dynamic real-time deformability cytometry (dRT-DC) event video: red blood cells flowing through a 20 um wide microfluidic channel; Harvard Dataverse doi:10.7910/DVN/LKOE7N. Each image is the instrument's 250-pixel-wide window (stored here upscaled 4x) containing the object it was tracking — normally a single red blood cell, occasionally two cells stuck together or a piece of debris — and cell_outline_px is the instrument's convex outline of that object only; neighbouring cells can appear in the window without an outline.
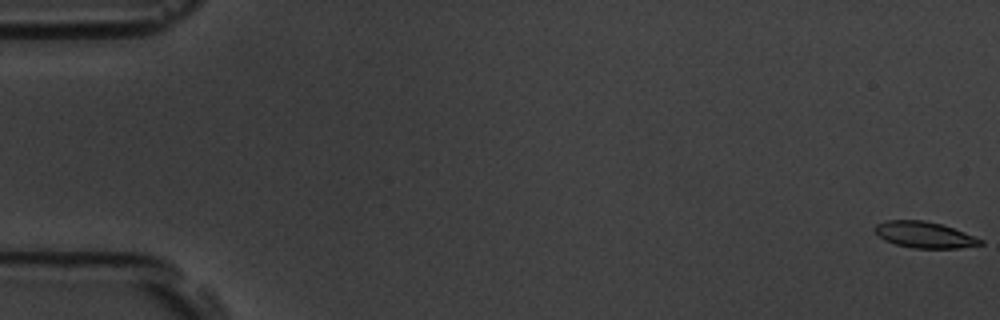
{"species": "common noctule bat (a hibernating species)", "species_latin": "Nyctalus noctula", "temperature_condition": "room temperature", "stored_images_in_passage": 55, "camera_frame_rate_fps": 3000, "um_per_image_px": 0.085, "animal": {"sex": "male", "body_mass_g": 19.5, "forearm_length_mm": 54.6}, "frame": {"image": 1, "passage_image": 1, "time_ms": 0.0, "image_size_px": [1000, 320], "cell_outline_px": [[984, 244], [960, 248], [912, 248], [896, 244], [884, 240], [872, 228], [876, 224], [888, 220], [924, 220], [940, 224], [964, 232], [984, 240]], "centroid_in_image_um": [78.58, 19.96], "position_along_channel_um": 6.4, "area_um2": 16.07}}
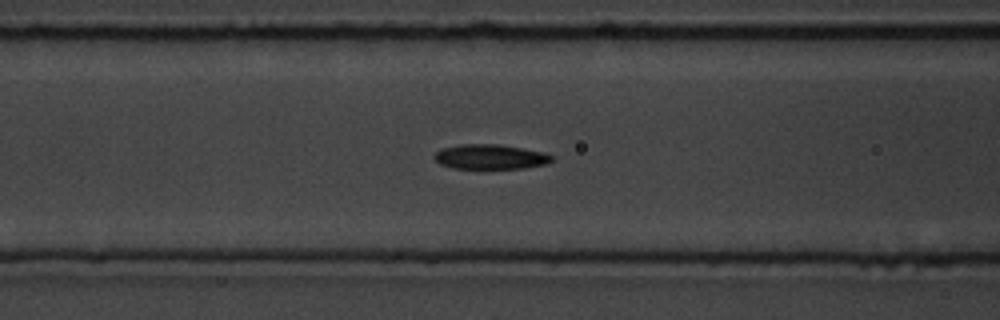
{"frame": {"image": 2, "passage_image": 23, "time_ms": 7.333, "image_size_px": [1000, 320], "cell_outline_px": [[552, 160], [548, 164], [524, 168], [452, 168], [440, 164], [432, 156], [436, 152], [444, 148], [460, 144], [496, 144], [544, 152], [552, 156]], "centroid_in_image_um": [41.67, 13.33], "position_along_channel_um": 124.9, "area_um2": 16.82}}
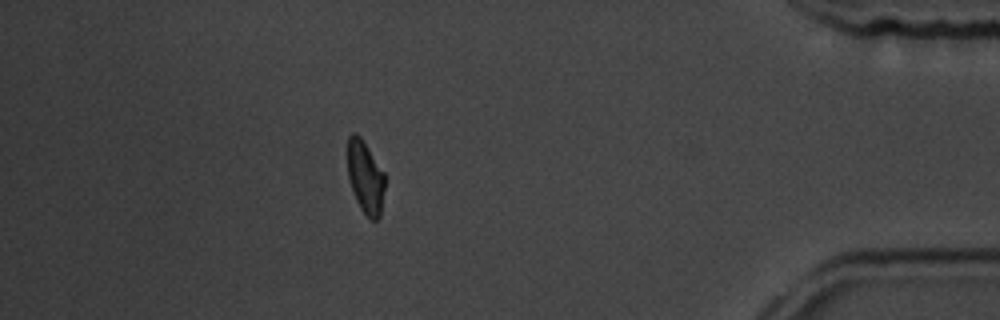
{"frame": {"image": 3, "passage_image": 49, "time_ms": 16.0, "image_size_px": [1000, 320], "cell_outline_px": [[384, 188], [380, 216], [376, 220], [372, 220], [360, 208], [356, 200], [348, 176], [348, 136], [352, 132], [356, 132], [360, 136], [384, 172]], "centroid_in_image_um": [31.05, 15.04], "position_along_channel_um": 404.2, "area_um2": 15.55}, "authors_computed_cell_mechanics": {"area_um2": 16.9354, "velocity_mm_per_s": 3.7598, "shape_relaxation_time_tau1_ms": 5.0459, "shape_relaxation_time_tau2_ms": 3.5995, "deformation_change_tau1": 0.1962, "deformation_change_tau2": 0.0959}}